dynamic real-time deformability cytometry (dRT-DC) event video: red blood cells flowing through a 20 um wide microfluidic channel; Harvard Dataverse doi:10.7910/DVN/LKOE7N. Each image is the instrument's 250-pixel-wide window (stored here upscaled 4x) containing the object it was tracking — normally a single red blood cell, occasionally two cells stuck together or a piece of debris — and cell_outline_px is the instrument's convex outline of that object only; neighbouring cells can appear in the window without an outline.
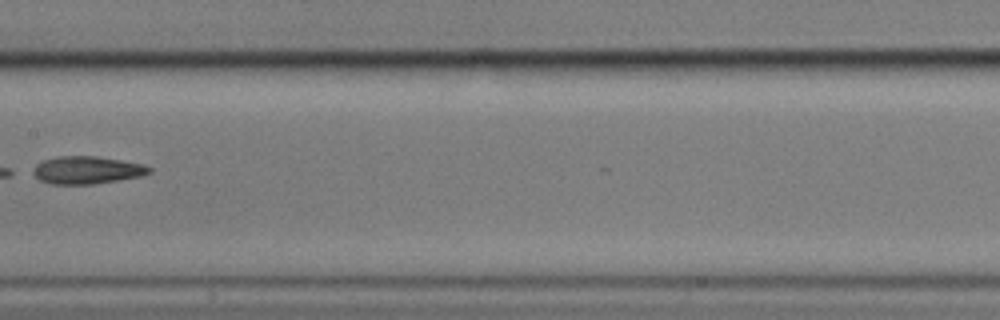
{"species": "common noctule bat (a hibernating species)", "species_latin": "Nyctalus noctula", "temperature_condition": "cold", "stored_images_in_passage": 8, "camera_frame_rate_fps": 3000, "um_per_image_px": 0.085, "animal": {"sex": "male", "body_mass_g": 17.9}, "frame": {"image": 1, "passage_image": 8, "time_ms": 8.667, "image_size_px": [1000, 320], "cell_outline_px": [[152, 172], [140, 176], [120, 180], [92, 184], [52, 184], [40, 180], [28, 172], [36, 164], [44, 160], [60, 156], [96, 156], [144, 164], [152, 168]], "centroid_in_image_um": [7.36, 14.46], "position_along_channel_um": 200.0, "area_um2": 18.84}}